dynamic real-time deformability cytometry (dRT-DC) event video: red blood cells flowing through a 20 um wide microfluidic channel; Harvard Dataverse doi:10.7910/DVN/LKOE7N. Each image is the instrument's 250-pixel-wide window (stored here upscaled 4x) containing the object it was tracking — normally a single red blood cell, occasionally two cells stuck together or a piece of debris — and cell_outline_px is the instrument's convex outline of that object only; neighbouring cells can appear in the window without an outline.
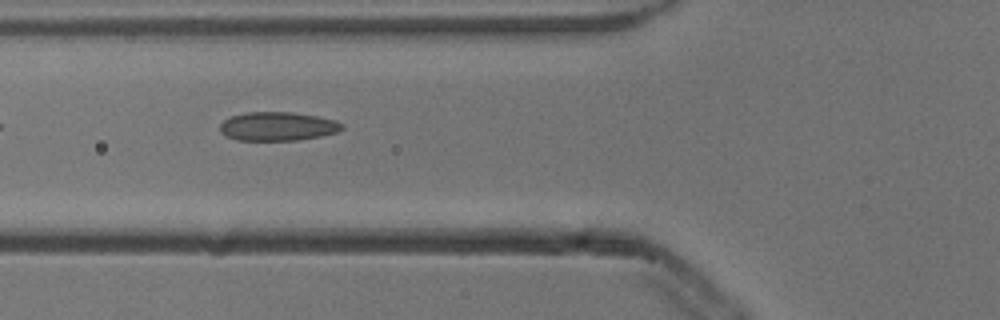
{"species": "common noctule bat (a hibernating species)", "species_latin": "Nyctalus noctula", "temperature_condition": "cold", "stored_images_in_passage": 7, "camera_frame_rate_fps": 3000, "um_per_image_px": 0.085, "animal": {"sex": "male", "body_mass_g": 13.3}, "frame": {"image": 1, "passage_image": 5, "time_ms": 1.333, "image_size_px": [1000, 320], "cell_outline_px": [[344, 128], [336, 132], [320, 136], [296, 140], [236, 140], [220, 132], [220, 124], [224, 120], [232, 116], [248, 112], [292, 112], [316, 116], [336, 120], [344, 124]], "centroid_in_image_um": [23.61, 10.73], "position_along_channel_um": 102.2, "area_um2": 20.35}}
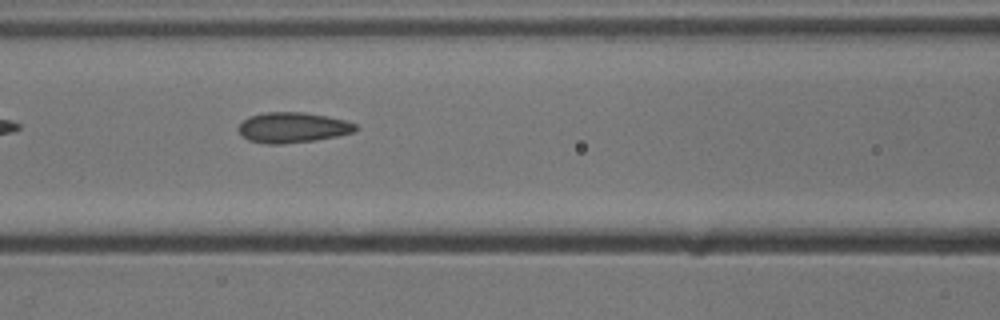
{"frame": {"image": 2, "passage_image": 6, "time_ms": 1.667, "image_size_px": [1000, 320], "cell_outline_px": [[360, 128], [356, 132], [316, 140], [280, 144], [264, 144], [248, 140], [240, 136], [236, 128], [248, 116], [264, 112], [304, 112], [344, 120], [356, 124]], "centroid_in_image_um": [24.84, 10.85], "position_along_channel_um": 141.8, "area_um2": 20.98}}
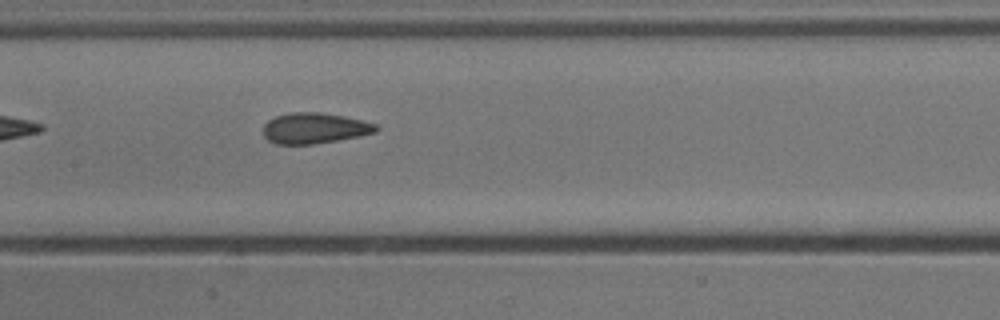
{"frame": {"image": 3, "passage_image": 7, "time_ms": 2.0, "image_size_px": [1000, 320], "cell_outline_px": [[380, 128], [376, 132], [360, 136], [312, 144], [276, 144], [268, 140], [264, 136], [264, 124], [268, 120], [276, 116], [288, 112], [320, 112], [344, 116], [376, 124]], "centroid_in_image_um": [26.72, 10.89], "position_along_channel_um": 180.7, "area_um2": 20.17}}